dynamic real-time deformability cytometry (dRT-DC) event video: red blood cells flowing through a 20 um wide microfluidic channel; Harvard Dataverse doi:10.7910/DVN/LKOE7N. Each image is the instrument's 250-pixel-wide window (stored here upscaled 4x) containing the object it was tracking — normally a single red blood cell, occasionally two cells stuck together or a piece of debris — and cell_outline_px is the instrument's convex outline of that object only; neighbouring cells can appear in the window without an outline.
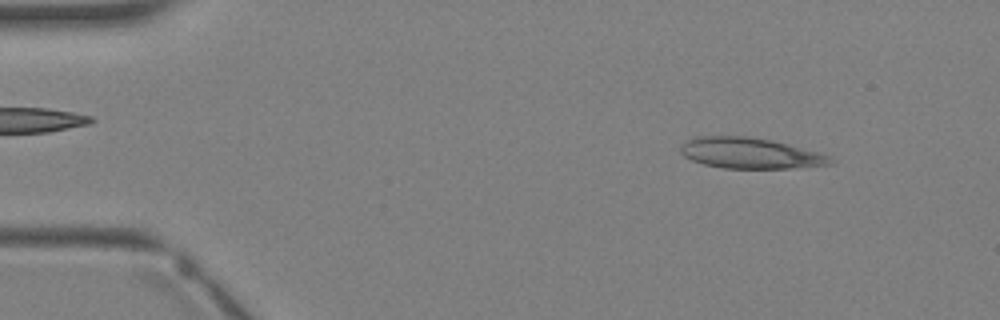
{"species": "Egyptian fruit bat (a non-hibernating species)", "species_latin": "Rousettus aegyptiacus", "temperature_condition": "warm", "stored_images_in_passage": 3, "camera_frame_rate_fps": 3000, "um_per_image_px": 0.085, "animal": {"sex": "female"}, "frame": {"image": 1, "passage_image": 1, "time_ms": 0.0, "image_size_px": [1000, 320], "cell_outline_px": [[836, 160], [832, 164], [792, 168], [724, 168], [704, 164], [692, 160], [684, 156], [680, 152], [680, 148], [688, 140], [696, 136], [748, 136], [772, 140], [820, 152]], "centroid_in_image_um": [63.79, 13.02], "position_along_channel_um": 21.2, "area_um2": 26.82}}
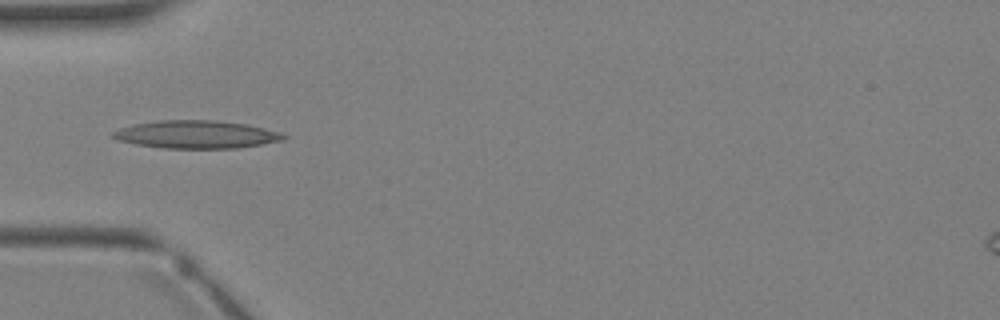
{"frame": {"image": 2, "passage_image": 3, "time_ms": 2.333, "image_size_px": [1000, 320], "cell_outline_px": [[288, 136], [284, 140], [236, 148], [164, 148], [136, 144], [120, 140], [112, 136], [112, 132], [120, 128], [132, 124], [160, 120], [216, 120], [248, 124], [280, 132]], "centroid_in_image_um": [16.71, 11.42], "position_along_channel_um": 68.3, "area_um2": 27.63}}